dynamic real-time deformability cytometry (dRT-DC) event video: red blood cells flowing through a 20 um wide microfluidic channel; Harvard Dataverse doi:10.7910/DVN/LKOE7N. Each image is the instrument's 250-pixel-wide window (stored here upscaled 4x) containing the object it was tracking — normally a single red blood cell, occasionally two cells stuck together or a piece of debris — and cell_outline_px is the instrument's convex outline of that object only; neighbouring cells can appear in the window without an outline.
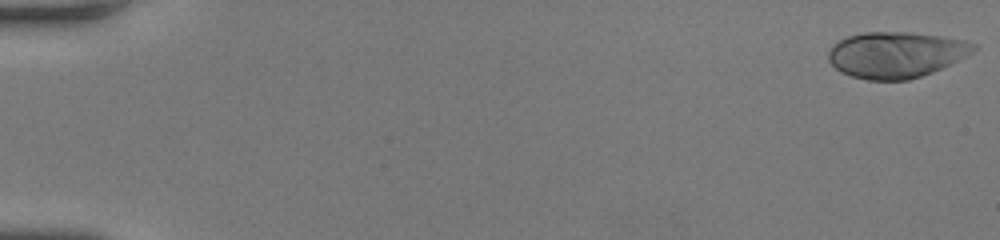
{"species": "human", "species_latin": "Homo sapiens", "temperature_condition": "room temperature", "stored_images_in_passage": 58, "camera_frame_rate_fps": 3000, "um_per_image_px": 0.085, "donor": {"sex": "female"}, "frame": {"image": 1, "passage_image": 1, "time_ms": 0.0, "image_size_px": [1000, 240], "cell_outline_px": [[976, 48], [972, 52], [932, 72], [908, 80], [868, 80], [852, 76], [840, 72], [828, 60], [828, 52], [832, 44], [848, 36], [864, 32], [908, 32], [940, 36], [964, 40], [976, 44]], "centroid_in_image_um": [76.11, 4.64], "position_along_channel_um": 8.9, "area_um2": 38.61}}
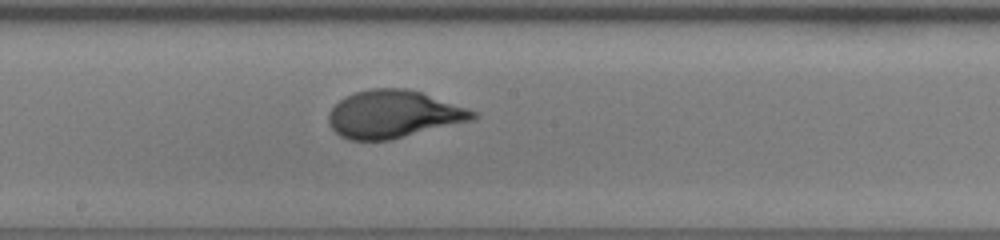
{"frame": {"image": 2, "passage_image": 33, "time_ms": 10.667, "image_size_px": [1000, 240], "cell_outline_px": [[480, 116], [476, 120], [392, 140], [348, 140], [340, 136], [328, 124], [328, 116], [332, 108], [344, 96], [356, 92], [372, 88], [404, 88], [420, 92], [480, 112]], "centroid_in_image_um": [33.5, 9.72], "position_along_channel_um": 214.7, "area_um2": 40.46}}
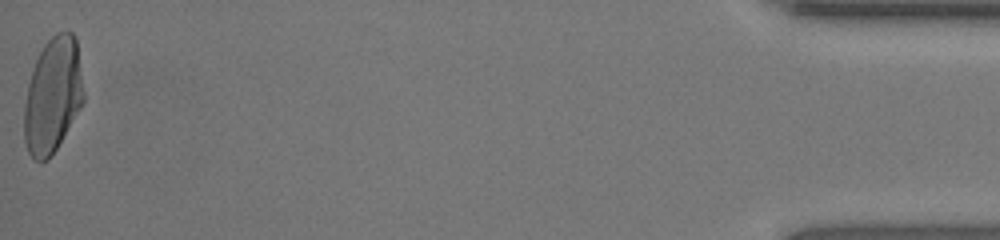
{"frame": {"image": 3, "passage_image": 58, "time_ms": 19.0, "image_size_px": [1000, 240], "cell_outline_px": [[84, 104], [52, 156], [48, 160], [40, 164], [32, 160], [28, 152], [24, 140], [24, 104], [28, 84], [36, 60], [44, 44], [56, 32], [72, 32], [76, 40], [84, 92]], "centroid_in_image_um": [4.48, 8.19], "position_along_channel_um": 430.7, "area_um2": 40.34}, "authors_computed_cell_mechanics": {"area_um2": 38.8416, "velocity_mm_per_s": 3.6831, "shape_relaxation_time_tau1_ms": 5.061, "shape_relaxation_time_tau2_ms": null, "deformation_change_tau1": 0.242, "deformation_change_tau2": null}}